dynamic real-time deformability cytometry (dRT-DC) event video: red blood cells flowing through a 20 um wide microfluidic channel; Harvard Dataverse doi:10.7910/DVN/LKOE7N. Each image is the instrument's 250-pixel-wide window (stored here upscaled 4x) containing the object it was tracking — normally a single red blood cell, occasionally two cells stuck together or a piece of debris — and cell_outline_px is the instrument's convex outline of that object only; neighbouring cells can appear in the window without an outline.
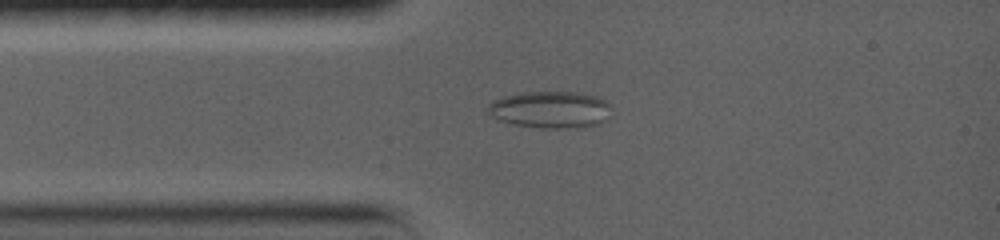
{"species": "common noctule bat (a hibernating species)", "species_latin": "Nyctalus noctula", "temperature_condition": "warm", "stored_images_in_passage": 6, "camera_frame_rate_fps": 5000, "um_per_image_px": 0.085, "animal": {"sex": "female", "body_mass_g": 19.0, "forearm_length_mm": 56.7}, "frame": {"image": 1, "passage_image": 5, "time_ms": 3.0, "image_size_px": [1000, 240], "cell_outline_px": [[608, 104], [604, 120], [596, 124], [580, 128], [540, 128], [512, 124], [500, 120], [492, 116], [488, 112], [488, 104], [504, 96], [520, 92], [580, 92], [596, 96], [604, 100]], "centroid_in_image_um": [46.73, 9.32], "position_along_channel_um": 38.3, "area_um2": 26.24}}